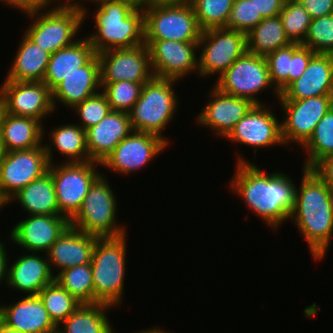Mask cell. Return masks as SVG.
<instances>
[{"label": "cell", "mask_w": 333, "mask_h": 333, "mask_svg": "<svg viewBox=\"0 0 333 333\" xmlns=\"http://www.w3.org/2000/svg\"><path fill=\"white\" fill-rule=\"evenodd\" d=\"M237 155L230 187L244 200L246 207L267 223L268 227L277 230L286 219H290L293 212L297 189L294 181L284 172L266 174L256 164Z\"/></svg>", "instance_id": "6da1fadb"}, {"label": "cell", "mask_w": 333, "mask_h": 333, "mask_svg": "<svg viewBox=\"0 0 333 333\" xmlns=\"http://www.w3.org/2000/svg\"><path fill=\"white\" fill-rule=\"evenodd\" d=\"M303 168L290 220L297 225L315 260L326 256L333 234V191L311 168Z\"/></svg>", "instance_id": "7a4b0ae2"}, {"label": "cell", "mask_w": 333, "mask_h": 333, "mask_svg": "<svg viewBox=\"0 0 333 333\" xmlns=\"http://www.w3.org/2000/svg\"><path fill=\"white\" fill-rule=\"evenodd\" d=\"M93 15L96 33L88 40L96 54L144 44L143 7L129 0H101Z\"/></svg>", "instance_id": "3957f363"}, {"label": "cell", "mask_w": 333, "mask_h": 333, "mask_svg": "<svg viewBox=\"0 0 333 333\" xmlns=\"http://www.w3.org/2000/svg\"><path fill=\"white\" fill-rule=\"evenodd\" d=\"M126 234L98 237L92 254L94 303L121 305L126 280Z\"/></svg>", "instance_id": "277c9868"}, {"label": "cell", "mask_w": 333, "mask_h": 333, "mask_svg": "<svg viewBox=\"0 0 333 333\" xmlns=\"http://www.w3.org/2000/svg\"><path fill=\"white\" fill-rule=\"evenodd\" d=\"M56 4L52 5L53 8L50 6V9L24 12L33 19L24 34L50 54L73 44L84 21V11L76 3Z\"/></svg>", "instance_id": "5b68a950"}, {"label": "cell", "mask_w": 333, "mask_h": 333, "mask_svg": "<svg viewBox=\"0 0 333 333\" xmlns=\"http://www.w3.org/2000/svg\"><path fill=\"white\" fill-rule=\"evenodd\" d=\"M176 82L153 76L144 83L138 101L129 112L133 131L151 133L169 143L162 131L173 120L179 105L173 89Z\"/></svg>", "instance_id": "8992f818"}, {"label": "cell", "mask_w": 333, "mask_h": 333, "mask_svg": "<svg viewBox=\"0 0 333 333\" xmlns=\"http://www.w3.org/2000/svg\"><path fill=\"white\" fill-rule=\"evenodd\" d=\"M107 181L103 173L94 181L81 208L70 220L72 227L97 237L126 234L127 228L117 223V200Z\"/></svg>", "instance_id": "52a82bcc"}, {"label": "cell", "mask_w": 333, "mask_h": 333, "mask_svg": "<svg viewBox=\"0 0 333 333\" xmlns=\"http://www.w3.org/2000/svg\"><path fill=\"white\" fill-rule=\"evenodd\" d=\"M144 40L198 42L200 29L190 2L143 6Z\"/></svg>", "instance_id": "ba28073f"}, {"label": "cell", "mask_w": 333, "mask_h": 333, "mask_svg": "<svg viewBox=\"0 0 333 333\" xmlns=\"http://www.w3.org/2000/svg\"><path fill=\"white\" fill-rule=\"evenodd\" d=\"M218 79L213 86L219 91L236 97L251 100L254 104H264L257 99L256 94L273 89L275 97L280 93L272 84L269 66L265 56L246 51Z\"/></svg>", "instance_id": "9c48e42d"}, {"label": "cell", "mask_w": 333, "mask_h": 333, "mask_svg": "<svg viewBox=\"0 0 333 333\" xmlns=\"http://www.w3.org/2000/svg\"><path fill=\"white\" fill-rule=\"evenodd\" d=\"M96 165L101 164L87 161L49 165L48 171L54 182L59 215L71 220L77 214L91 185L101 175Z\"/></svg>", "instance_id": "30bf717a"}, {"label": "cell", "mask_w": 333, "mask_h": 333, "mask_svg": "<svg viewBox=\"0 0 333 333\" xmlns=\"http://www.w3.org/2000/svg\"><path fill=\"white\" fill-rule=\"evenodd\" d=\"M198 75L220 77L247 51L246 33L228 28H212L202 31L198 41Z\"/></svg>", "instance_id": "8fae6325"}, {"label": "cell", "mask_w": 333, "mask_h": 333, "mask_svg": "<svg viewBox=\"0 0 333 333\" xmlns=\"http://www.w3.org/2000/svg\"><path fill=\"white\" fill-rule=\"evenodd\" d=\"M278 101L284 111L281 136L287 147L293 142L296 146H303L313 134L317 123L333 107V95Z\"/></svg>", "instance_id": "7c38bea8"}, {"label": "cell", "mask_w": 333, "mask_h": 333, "mask_svg": "<svg viewBox=\"0 0 333 333\" xmlns=\"http://www.w3.org/2000/svg\"><path fill=\"white\" fill-rule=\"evenodd\" d=\"M45 146L5 152L0 164V194L9 199L32 181L48 172Z\"/></svg>", "instance_id": "4fadbf2b"}, {"label": "cell", "mask_w": 333, "mask_h": 333, "mask_svg": "<svg viewBox=\"0 0 333 333\" xmlns=\"http://www.w3.org/2000/svg\"><path fill=\"white\" fill-rule=\"evenodd\" d=\"M0 108L9 114L37 119L43 123L54 112L52 92L44 82L3 80Z\"/></svg>", "instance_id": "5bb4252c"}, {"label": "cell", "mask_w": 333, "mask_h": 333, "mask_svg": "<svg viewBox=\"0 0 333 333\" xmlns=\"http://www.w3.org/2000/svg\"><path fill=\"white\" fill-rule=\"evenodd\" d=\"M98 55L100 82L129 81L146 83L154 75L147 45L110 49Z\"/></svg>", "instance_id": "9a60e30c"}, {"label": "cell", "mask_w": 333, "mask_h": 333, "mask_svg": "<svg viewBox=\"0 0 333 333\" xmlns=\"http://www.w3.org/2000/svg\"><path fill=\"white\" fill-rule=\"evenodd\" d=\"M144 43L154 76L179 81L189 73H198V42L144 40Z\"/></svg>", "instance_id": "2e32d148"}, {"label": "cell", "mask_w": 333, "mask_h": 333, "mask_svg": "<svg viewBox=\"0 0 333 333\" xmlns=\"http://www.w3.org/2000/svg\"><path fill=\"white\" fill-rule=\"evenodd\" d=\"M169 144L161 137L145 132L132 131L105 158L100 166L128 175L147 166L153 158L164 152Z\"/></svg>", "instance_id": "e0dca14e"}, {"label": "cell", "mask_w": 333, "mask_h": 333, "mask_svg": "<svg viewBox=\"0 0 333 333\" xmlns=\"http://www.w3.org/2000/svg\"><path fill=\"white\" fill-rule=\"evenodd\" d=\"M264 104H255L251 110L235 125L226 137L235 143L258 148L284 145L281 136V122L274 116L271 108Z\"/></svg>", "instance_id": "ac0fdd59"}, {"label": "cell", "mask_w": 333, "mask_h": 333, "mask_svg": "<svg viewBox=\"0 0 333 333\" xmlns=\"http://www.w3.org/2000/svg\"><path fill=\"white\" fill-rule=\"evenodd\" d=\"M69 226L63 215H28L12 228L9 238L28 252L46 253Z\"/></svg>", "instance_id": "d6986e66"}, {"label": "cell", "mask_w": 333, "mask_h": 333, "mask_svg": "<svg viewBox=\"0 0 333 333\" xmlns=\"http://www.w3.org/2000/svg\"><path fill=\"white\" fill-rule=\"evenodd\" d=\"M209 102L206 103L200 114L198 124L213 130L221 138L226 137L255 105L251 100L227 95L212 86Z\"/></svg>", "instance_id": "ffe728a7"}, {"label": "cell", "mask_w": 333, "mask_h": 333, "mask_svg": "<svg viewBox=\"0 0 333 333\" xmlns=\"http://www.w3.org/2000/svg\"><path fill=\"white\" fill-rule=\"evenodd\" d=\"M333 95V54L316 53L303 75L293 81L277 100H302Z\"/></svg>", "instance_id": "44dd1931"}, {"label": "cell", "mask_w": 333, "mask_h": 333, "mask_svg": "<svg viewBox=\"0 0 333 333\" xmlns=\"http://www.w3.org/2000/svg\"><path fill=\"white\" fill-rule=\"evenodd\" d=\"M97 239V236L70 225L46 252L52 274L55 268H59V273L70 267L91 263Z\"/></svg>", "instance_id": "7402d4cb"}, {"label": "cell", "mask_w": 333, "mask_h": 333, "mask_svg": "<svg viewBox=\"0 0 333 333\" xmlns=\"http://www.w3.org/2000/svg\"><path fill=\"white\" fill-rule=\"evenodd\" d=\"M2 323L18 333H56L38 295H26L15 304L1 305Z\"/></svg>", "instance_id": "603a6c76"}, {"label": "cell", "mask_w": 333, "mask_h": 333, "mask_svg": "<svg viewBox=\"0 0 333 333\" xmlns=\"http://www.w3.org/2000/svg\"><path fill=\"white\" fill-rule=\"evenodd\" d=\"M132 131L129 113L111 110L97 125L86 130L90 161L101 164Z\"/></svg>", "instance_id": "cb8c5ba5"}, {"label": "cell", "mask_w": 333, "mask_h": 333, "mask_svg": "<svg viewBox=\"0 0 333 333\" xmlns=\"http://www.w3.org/2000/svg\"><path fill=\"white\" fill-rule=\"evenodd\" d=\"M101 89L100 62L96 54L86 65L64 78L51 92L54 109L63 103L70 109Z\"/></svg>", "instance_id": "d4e9b609"}, {"label": "cell", "mask_w": 333, "mask_h": 333, "mask_svg": "<svg viewBox=\"0 0 333 333\" xmlns=\"http://www.w3.org/2000/svg\"><path fill=\"white\" fill-rule=\"evenodd\" d=\"M27 254L19 256L13 264L9 263L7 285L26 295H38L54 281L55 275L51 272L46 253L45 257L34 252Z\"/></svg>", "instance_id": "484cf974"}, {"label": "cell", "mask_w": 333, "mask_h": 333, "mask_svg": "<svg viewBox=\"0 0 333 333\" xmlns=\"http://www.w3.org/2000/svg\"><path fill=\"white\" fill-rule=\"evenodd\" d=\"M44 125L29 117L16 116L0 108V135L5 152L36 148L44 143Z\"/></svg>", "instance_id": "4316f807"}, {"label": "cell", "mask_w": 333, "mask_h": 333, "mask_svg": "<svg viewBox=\"0 0 333 333\" xmlns=\"http://www.w3.org/2000/svg\"><path fill=\"white\" fill-rule=\"evenodd\" d=\"M96 52L87 37L50 55L43 82L52 91L65 77L86 65Z\"/></svg>", "instance_id": "83f0119b"}, {"label": "cell", "mask_w": 333, "mask_h": 333, "mask_svg": "<svg viewBox=\"0 0 333 333\" xmlns=\"http://www.w3.org/2000/svg\"><path fill=\"white\" fill-rule=\"evenodd\" d=\"M50 55L23 33L15 59L5 80L43 82Z\"/></svg>", "instance_id": "f1b7e54d"}, {"label": "cell", "mask_w": 333, "mask_h": 333, "mask_svg": "<svg viewBox=\"0 0 333 333\" xmlns=\"http://www.w3.org/2000/svg\"><path fill=\"white\" fill-rule=\"evenodd\" d=\"M17 200L28 215H59L54 182L48 171L13 195L7 203Z\"/></svg>", "instance_id": "f546056e"}, {"label": "cell", "mask_w": 333, "mask_h": 333, "mask_svg": "<svg viewBox=\"0 0 333 333\" xmlns=\"http://www.w3.org/2000/svg\"><path fill=\"white\" fill-rule=\"evenodd\" d=\"M51 143H45V150L50 164L53 163L52 148L55 147L59 153L69 158L65 162H87L90 161L86 147V131L78 124L67 123L56 127L50 134ZM53 146V147H52Z\"/></svg>", "instance_id": "4dcf8cb0"}, {"label": "cell", "mask_w": 333, "mask_h": 333, "mask_svg": "<svg viewBox=\"0 0 333 333\" xmlns=\"http://www.w3.org/2000/svg\"><path fill=\"white\" fill-rule=\"evenodd\" d=\"M113 306L104 303L81 304L61 325L58 333H116L105 313Z\"/></svg>", "instance_id": "1f68e13d"}, {"label": "cell", "mask_w": 333, "mask_h": 333, "mask_svg": "<svg viewBox=\"0 0 333 333\" xmlns=\"http://www.w3.org/2000/svg\"><path fill=\"white\" fill-rule=\"evenodd\" d=\"M246 41L248 52L265 57L292 43L286 36L279 15L260 21L246 34Z\"/></svg>", "instance_id": "d6a6232c"}, {"label": "cell", "mask_w": 333, "mask_h": 333, "mask_svg": "<svg viewBox=\"0 0 333 333\" xmlns=\"http://www.w3.org/2000/svg\"><path fill=\"white\" fill-rule=\"evenodd\" d=\"M54 280L82 304H94L91 263L67 268L55 274Z\"/></svg>", "instance_id": "836d02e7"}, {"label": "cell", "mask_w": 333, "mask_h": 333, "mask_svg": "<svg viewBox=\"0 0 333 333\" xmlns=\"http://www.w3.org/2000/svg\"><path fill=\"white\" fill-rule=\"evenodd\" d=\"M38 296L57 328L82 304L55 280L45 286Z\"/></svg>", "instance_id": "e575fe53"}, {"label": "cell", "mask_w": 333, "mask_h": 333, "mask_svg": "<svg viewBox=\"0 0 333 333\" xmlns=\"http://www.w3.org/2000/svg\"><path fill=\"white\" fill-rule=\"evenodd\" d=\"M302 149L308 154L303 164L305 168H312L322 158L333 154V107L317 123Z\"/></svg>", "instance_id": "d590c367"}, {"label": "cell", "mask_w": 333, "mask_h": 333, "mask_svg": "<svg viewBox=\"0 0 333 333\" xmlns=\"http://www.w3.org/2000/svg\"><path fill=\"white\" fill-rule=\"evenodd\" d=\"M190 3L202 31L227 28L234 0H191Z\"/></svg>", "instance_id": "8d00e7d4"}, {"label": "cell", "mask_w": 333, "mask_h": 333, "mask_svg": "<svg viewBox=\"0 0 333 333\" xmlns=\"http://www.w3.org/2000/svg\"><path fill=\"white\" fill-rule=\"evenodd\" d=\"M286 36L292 43H302L307 35L311 16L298 0H285L279 14Z\"/></svg>", "instance_id": "74e56055"}, {"label": "cell", "mask_w": 333, "mask_h": 333, "mask_svg": "<svg viewBox=\"0 0 333 333\" xmlns=\"http://www.w3.org/2000/svg\"><path fill=\"white\" fill-rule=\"evenodd\" d=\"M112 110L129 113L138 101L144 83L129 81L100 82Z\"/></svg>", "instance_id": "f35d334b"}, {"label": "cell", "mask_w": 333, "mask_h": 333, "mask_svg": "<svg viewBox=\"0 0 333 333\" xmlns=\"http://www.w3.org/2000/svg\"><path fill=\"white\" fill-rule=\"evenodd\" d=\"M301 45L315 53L333 54V14L312 19Z\"/></svg>", "instance_id": "ab89813d"}, {"label": "cell", "mask_w": 333, "mask_h": 333, "mask_svg": "<svg viewBox=\"0 0 333 333\" xmlns=\"http://www.w3.org/2000/svg\"><path fill=\"white\" fill-rule=\"evenodd\" d=\"M71 109L79 116L81 124L78 125L85 131L97 125L112 110L102 91L86 98Z\"/></svg>", "instance_id": "60d3db41"}, {"label": "cell", "mask_w": 333, "mask_h": 333, "mask_svg": "<svg viewBox=\"0 0 333 333\" xmlns=\"http://www.w3.org/2000/svg\"><path fill=\"white\" fill-rule=\"evenodd\" d=\"M291 59L292 43L266 56L271 82L280 94L289 86Z\"/></svg>", "instance_id": "b9f144b4"}, {"label": "cell", "mask_w": 333, "mask_h": 333, "mask_svg": "<svg viewBox=\"0 0 333 333\" xmlns=\"http://www.w3.org/2000/svg\"><path fill=\"white\" fill-rule=\"evenodd\" d=\"M263 19L251 0H234L227 28L247 34Z\"/></svg>", "instance_id": "7bdbcfd3"}, {"label": "cell", "mask_w": 333, "mask_h": 333, "mask_svg": "<svg viewBox=\"0 0 333 333\" xmlns=\"http://www.w3.org/2000/svg\"><path fill=\"white\" fill-rule=\"evenodd\" d=\"M316 53L300 43H292L291 72H289V85L300 78L306 70L311 58Z\"/></svg>", "instance_id": "ee69618b"}, {"label": "cell", "mask_w": 333, "mask_h": 333, "mask_svg": "<svg viewBox=\"0 0 333 333\" xmlns=\"http://www.w3.org/2000/svg\"><path fill=\"white\" fill-rule=\"evenodd\" d=\"M312 19L333 14V0H298Z\"/></svg>", "instance_id": "f6af8a7d"}, {"label": "cell", "mask_w": 333, "mask_h": 333, "mask_svg": "<svg viewBox=\"0 0 333 333\" xmlns=\"http://www.w3.org/2000/svg\"><path fill=\"white\" fill-rule=\"evenodd\" d=\"M311 169L333 191V154L322 158Z\"/></svg>", "instance_id": "bcb514c9"}, {"label": "cell", "mask_w": 333, "mask_h": 333, "mask_svg": "<svg viewBox=\"0 0 333 333\" xmlns=\"http://www.w3.org/2000/svg\"><path fill=\"white\" fill-rule=\"evenodd\" d=\"M258 13L263 18L278 16L282 11L285 0H251Z\"/></svg>", "instance_id": "7dc6e473"}, {"label": "cell", "mask_w": 333, "mask_h": 333, "mask_svg": "<svg viewBox=\"0 0 333 333\" xmlns=\"http://www.w3.org/2000/svg\"><path fill=\"white\" fill-rule=\"evenodd\" d=\"M56 3L54 0H6V5L13 6L19 11L27 12L31 10H38L43 8H49ZM50 5V6H49Z\"/></svg>", "instance_id": "c3c4849f"}, {"label": "cell", "mask_w": 333, "mask_h": 333, "mask_svg": "<svg viewBox=\"0 0 333 333\" xmlns=\"http://www.w3.org/2000/svg\"><path fill=\"white\" fill-rule=\"evenodd\" d=\"M5 244H3L2 241H0V285L1 282L3 283V280L7 283L8 280V264L9 259L7 255V251L5 249Z\"/></svg>", "instance_id": "681fc988"}, {"label": "cell", "mask_w": 333, "mask_h": 333, "mask_svg": "<svg viewBox=\"0 0 333 333\" xmlns=\"http://www.w3.org/2000/svg\"><path fill=\"white\" fill-rule=\"evenodd\" d=\"M191 0H148V5H156V4H171V3H186Z\"/></svg>", "instance_id": "f907efd6"}, {"label": "cell", "mask_w": 333, "mask_h": 333, "mask_svg": "<svg viewBox=\"0 0 333 333\" xmlns=\"http://www.w3.org/2000/svg\"><path fill=\"white\" fill-rule=\"evenodd\" d=\"M135 333H170L169 331H164L162 329H160V327H153V328H149V329H145V330H142V331H139V332H135Z\"/></svg>", "instance_id": "816d5d0a"}, {"label": "cell", "mask_w": 333, "mask_h": 333, "mask_svg": "<svg viewBox=\"0 0 333 333\" xmlns=\"http://www.w3.org/2000/svg\"><path fill=\"white\" fill-rule=\"evenodd\" d=\"M89 1H91V2L93 1V3H97L98 1H101V0H89ZM80 2H81V0L79 2L75 1L74 3H76L78 6H80L83 9V11H84V20H85L86 15H88L87 8L84 7L85 5L80 3Z\"/></svg>", "instance_id": "f5cc1de1"}, {"label": "cell", "mask_w": 333, "mask_h": 333, "mask_svg": "<svg viewBox=\"0 0 333 333\" xmlns=\"http://www.w3.org/2000/svg\"><path fill=\"white\" fill-rule=\"evenodd\" d=\"M0 333H18L8 327H6L3 323L0 324Z\"/></svg>", "instance_id": "db71d44e"}, {"label": "cell", "mask_w": 333, "mask_h": 333, "mask_svg": "<svg viewBox=\"0 0 333 333\" xmlns=\"http://www.w3.org/2000/svg\"><path fill=\"white\" fill-rule=\"evenodd\" d=\"M131 2H133L136 6H146L148 5V0H129Z\"/></svg>", "instance_id": "11a10c76"}, {"label": "cell", "mask_w": 333, "mask_h": 333, "mask_svg": "<svg viewBox=\"0 0 333 333\" xmlns=\"http://www.w3.org/2000/svg\"><path fill=\"white\" fill-rule=\"evenodd\" d=\"M4 148H3V145H2V140H1V135H0V164H1V161L3 159V156H4Z\"/></svg>", "instance_id": "9f6ffc18"}, {"label": "cell", "mask_w": 333, "mask_h": 333, "mask_svg": "<svg viewBox=\"0 0 333 333\" xmlns=\"http://www.w3.org/2000/svg\"><path fill=\"white\" fill-rule=\"evenodd\" d=\"M6 204H8L7 201L0 194V209H2Z\"/></svg>", "instance_id": "6f0895ef"}, {"label": "cell", "mask_w": 333, "mask_h": 333, "mask_svg": "<svg viewBox=\"0 0 333 333\" xmlns=\"http://www.w3.org/2000/svg\"><path fill=\"white\" fill-rule=\"evenodd\" d=\"M54 1H56V3H58V2H60V1H63V0H54ZM64 2H72L71 0H64Z\"/></svg>", "instance_id": "680465c9"}, {"label": "cell", "mask_w": 333, "mask_h": 333, "mask_svg": "<svg viewBox=\"0 0 333 333\" xmlns=\"http://www.w3.org/2000/svg\"><path fill=\"white\" fill-rule=\"evenodd\" d=\"M2 323V320H1V306H0V324Z\"/></svg>", "instance_id": "91938a15"}, {"label": "cell", "mask_w": 333, "mask_h": 333, "mask_svg": "<svg viewBox=\"0 0 333 333\" xmlns=\"http://www.w3.org/2000/svg\"><path fill=\"white\" fill-rule=\"evenodd\" d=\"M0 1H2V3L6 5V0H0Z\"/></svg>", "instance_id": "94428289"}]
</instances>
